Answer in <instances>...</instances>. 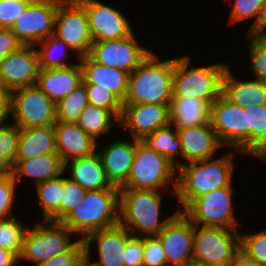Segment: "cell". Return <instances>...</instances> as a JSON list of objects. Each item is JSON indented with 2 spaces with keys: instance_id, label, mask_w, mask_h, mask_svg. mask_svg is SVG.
I'll return each mask as SVG.
<instances>
[{
  "instance_id": "cell-1",
  "label": "cell",
  "mask_w": 266,
  "mask_h": 266,
  "mask_svg": "<svg viewBox=\"0 0 266 266\" xmlns=\"http://www.w3.org/2000/svg\"><path fill=\"white\" fill-rule=\"evenodd\" d=\"M234 154L226 153L219 158L190 162L177 168L178 211H183L196 197L232 184ZM234 162V163H233Z\"/></svg>"
},
{
  "instance_id": "cell-22",
  "label": "cell",
  "mask_w": 266,
  "mask_h": 266,
  "mask_svg": "<svg viewBox=\"0 0 266 266\" xmlns=\"http://www.w3.org/2000/svg\"><path fill=\"white\" fill-rule=\"evenodd\" d=\"M56 135L57 153L63 163L87 157L97 151V144L77 123L56 121L53 125Z\"/></svg>"
},
{
  "instance_id": "cell-52",
  "label": "cell",
  "mask_w": 266,
  "mask_h": 266,
  "mask_svg": "<svg viewBox=\"0 0 266 266\" xmlns=\"http://www.w3.org/2000/svg\"><path fill=\"white\" fill-rule=\"evenodd\" d=\"M168 266H202V265L196 260H191L185 263L173 264V265H168Z\"/></svg>"
},
{
  "instance_id": "cell-10",
  "label": "cell",
  "mask_w": 266,
  "mask_h": 266,
  "mask_svg": "<svg viewBox=\"0 0 266 266\" xmlns=\"http://www.w3.org/2000/svg\"><path fill=\"white\" fill-rule=\"evenodd\" d=\"M10 118L20 129L54 125L57 121L56 103L36 85L17 88L11 94Z\"/></svg>"
},
{
  "instance_id": "cell-40",
  "label": "cell",
  "mask_w": 266,
  "mask_h": 266,
  "mask_svg": "<svg viewBox=\"0 0 266 266\" xmlns=\"http://www.w3.org/2000/svg\"><path fill=\"white\" fill-rule=\"evenodd\" d=\"M240 251L262 266H266V229L256 233H240Z\"/></svg>"
},
{
  "instance_id": "cell-3",
  "label": "cell",
  "mask_w": 266,
  "mask_h": 266,
  "mask_svg": "<svg viewBox=\"0 0 266 266\" xmlns=\"http://www.w3.org/2000/svg\"><path fill=\"white\" fill-rule=\"evenodd\" d=\"M162 192L165 191L119 189V224L134 236H157L178 212L160 220Z\"/></svg>"
},
{
  "instance_id": "cell-4",
  "label": "cell",
  "mask_w": 266,
  "mask_h": 266,
  "mask_svg": "<svg viewBox=\"0 0 266 266\" xmlns=\"http://www.w3.org/2000/svg\"><path fill=\"white\" fill-rule=\"evenodd\" d=\"M78 239L119 224V189L91 190L61 221Z\"/></svg>"
},
{
  "instance_id": "cell-37",
  "label": "cell",
  "mask_w": 266,
  "mask_h": 266,
  "mask_svg": "<svg viewBox=\"0 0 266 266\" xmlns=\"http://www.w3.org/2000/svg\"><path fill=\"white\" fill-rule=\"evenodd\" d=\"M16 215L0 220V248L21 255L23 240L28 226L21 223Z\"/></svg>"
},
{
  "instance_id": "cell-7",
  "label": "cell",
  "mask_w": 266,
  "mask_h": 266,
  "mask_svg": "<svg viewBox=\"0 0 266 266\" xmlns=\"http://www.w3.org/2000/svg\"><path fill=\"white\" fill-rule=\"evenodd\" d=\"M43 222H36L31 229L28 225L19 262L30 261L33 265L44 262L68 251L77 242L71 238L75 234L61 222Z\"/></svg>"
},
{
  "instance_id": "cell-8",
  "label": "cell",
  "mask_w": 266,
  "mask_h": 266,
  "mask_svg": "<svg viewBox=\"0 0 266 266\" xmlns=\"http://www.w3.org/2000/svg\"><path fill=\"white\" fill-rule=\"evenodd\" d=\"M232 185L196 197L182 213L194 225L237 230L239 221L234 212Z\"/></svg>"
},
{
  "instance_id": "cell-45",
  "label": "cell",
  "mask_w": 266,
  "mask_h": 266,
  "mask_svg": "<svg viewBox=\"0 0 266 266\" xmlns=\"http://www.w3.org/2000/svg\"><path fill=\"white\" fill-rule=\"evenodd\" d=\"M143 266H167L165 253L157 236L143 237Z\"/></svg>"
},
{
  "instance_id": "cell-46",
  "label": "cell",
  "mask_w": 266,
  "mask_h": 266,
  "mask_svg": "<svg viewBox=\"0 0 266 266\" xmlns=\"http://www.w3.org/2000/svg\"><path fill=\"white\" fill-rule=\"evenodd\" d=\"M32 0H0V28H11Z\"/></svg>"
},
{
  "instance_id": "cell-51",
  "label": "cell",
  "mask_w": 266,
  "mask_h": 266,
  "mask_svg": "<svg viewBox=\"0 0 266 266\" xmlns=\"http://www.w3.org/2000/svg\"><path fill=\"white\" fill-rule=\"evenodd\" d=\"M228 266H262L239 251Z\"/></svg>"
},
{
  "instance_id": "cell-29",
  "label": "cell",
  "mask_w": 266,
  "mask_h": 266,
  "mask_svg": "<svg viewBox=\"0 0 266 266\" xmlns=\"http://www.w3.org/2000/svg\"><path fill=\"white\" fill-rule=\"evenodd\" d=\"M243 110L246 111V156L266 163V104Z\"/></svg>"
},
{
  "instance_id": "cell-25",
  "label": "cell",
  "mask_w": 266,
  "mask_h": 266,
  "mask_svg": "<svg viewBox=\"0 0 266 266\" xmlns=\"http://www.w3.org/2000/svg\"><path fill=\"white\" fill-rule=\"evenodd\" d=\"M64 172H68L69 178L80 184L86 191L119 189L108 181L97 152L64 163Z\"/></svg>"
},
{
  "instance_id": "cell-36",
  "label": "cell",
  "mask_w": 266,
  "mask_h": 266,
  "mask_svg": "<svg viewBox=\"0 0 266 266\" xmlns=\"http://www.w3.org/2000/svg\"><path fill=\"white\" fill-rule=\"evenodd\" d=\"M232 6L229 18L230 24H237L245 19L254 18L248 32L263 30L264 0H225ZM234 1V2H233ZM233 2V3H232ZM233 4V5H232Z\"/></svg>"
},
{
  "instance_id": "cell-48",
  "label": "cell",
  "mask_w": 266,
  "mask_h": 266,
  "mask_svg": "<svg viewBox=\"0 0 266 266\" xmlns=\"http://www.w3.org/2000/svg\"><path fill=\"white\" fill-rule=\"evenodd\" d=\"M23 44L9 28H0V61Z\"/></svg>"
},
{
  "instance_id": "cell-39",
  "label": "cell",
  "mask_w": 266,
  "mask_h": 266,
  "mask_svg": "<svg viewBox=\"0 0 266 266\" xmlns=\"http://www.w3.org/2000/svg\"><path fill=\"white\" fill-rule=\"evenodd\" d=\"M250 68L254 79L266 81V30L247 33Z\"/></svg>"
},
{
  "instance_id": "cell-19",
  "label": "cell",
  "mask_w": 266,
  "mask_h": 266,
  "mask_svg": "<svg viewBox=\"0 0 266 266\" xmlns=\"http://www.w3.org/2000/svg\"><path fill=\"white\" fill-rule=\"evenodd\" d=\"M167 266L193 260L194 224L178 211L157 235Z\"/></svg>"
},
{
  "instance_id": "cell-17",
  "label": "cell",
  "mask_w": 266,
  "mask_h": 266,
  "mask_svg": "<svg viewBox=\"0 0 266 266\" xmlns=\"http://www.w3.org/2000/svg\"><path fill=\"white\" fill-rule=\"evenodd\" d=\"M131 236L132 234L121 224L90 233L83 239L85 261L91 266H124L123 255L127 240ZM93 244L97 245L99 257L94 261L90 258Z\"/></svg>"
},
{
  "instance_id": "cell-27",
  "label": "cell",
  "mask_w": 266,
  "mask_h": 266,
  "mask_svg": "<svg viewBox=\"0 0 266 266\" xmlns=\"http://www.w3.org/2000/svg\"><path fill=\"white\" fill-rule=\"evenodd\" d=\"M64 173V163L58 153H48L31 159H16L11 174L18 183L21 178H33L35 185Z\"/></svg>"
},
{
  "instance_id": "cell-42",
  "label": "cell",
  "mask_w": 266,
  "mask_h": 266,
  "mask_svg": "<svg viewBox=\"0 0 266 266\" xmlns=\"http://www.w3.org/2000/svg\"><path fill=\"white\" fill-rule=\"evenodd\" d=\"M18 183L14 180L11 173H0V220L15 215V199Z\"/></svg>"
},
{
  "instance_id": "cell-35",
  "label": "cell",
  "mask_w": 266,
  "mask_h": 266,
  "mask_svg": "<svg viewBox=\"0 0 266 266\" xmlns=\"http://www.w3.org/2000/svg\"><path fill=\"white\" fill-rule=\"evenodd\" d=\"M7 122H0V173H11L18 150L20 128Z\"/></svg>"
},
{
  "instance_id": "cell-50",
  "label": "cell",
  "mask_w": 266,
  "mask_h": 266,
  "mask_svg": "<svg viewBox=\"0 0 266 266\" xmlns=\"http://www.w3.org/2000/svg\"><path fill=\"white\" fill-rule=\"evenodd\" d=\"M18 263L19 258L13 252L0 248V266H17Z\"/></svg>"
},
{
  "instance_id": "cell-38",
  "label": "cell",
  "mask_w": 266,
  "mask_h": 266,
  "mask_svg": "<svg viewBox=\"0 0 266 266\" xmlns=\"http://www.w3.org/2000/svg\"><path fill=\"white\" fill-rule=\"evenodd\" d=\"M87 105V90L82 82L68 96L56 103L57 121L76 123Z\"/></svg>"
},
{
  "instance_id": "cell-11",
  "label": "cell",
  "mask_w": 266,
  "mask_h": 266,
  "mask_svg": "<svg viewBox=\"0 0 266 266\" xmlns=\"http://www.w3.org/2000/svg\"><path fill=\"white\" fill-rule=\"evenodd\" d=\"M54 35L68 44L77 56V61L90 54L93 40L89 32L88 16L78 0L59 2Z\"/></svg>"
},
{
  "instance_id": "cell-18",
  "label": "cell",
  "mask_w": 266,
  "mask_h": 266,
  "mask_svg": "<svg viewBox=\"0 0 266 266\" xmlns=\"http://www.w3.org/2000/svg\"><path fill=\"white\" fill-rule=\"evenodd\" d=\"M39 56L34 45H22L0 61V81L11 91L36 84Z\"/></svg>"
},
{
  "instance_id": "cell-41",
  "label": "cell",
  "mask_w": 266,
  "mask_h": 266,
  "mask_svg": "<svg viewBox=\"0 0 266 266\" xmlns=\"http://www.w3.org/2000/svg\"><path fill=\"white\" fill-rule=\"evenodd\" d=\"M88 103L112 112L120 119L122 102L109 89L95 88V84H85Z\"/></svg>"
},
{
  "instance_id": "cell-28",
  "label": "cell",
  "mask_w": 266,
  "mask_h": 266,
  "mask_svg": "<svg viewBox=\"0 0 266 266\" xmlns=\"http://www.w3.org/2000/svg\"><path fill=\"white\" fill-rule=\"evenodd\" d=\"M48 153H57L53 125L20 129L16 159H31Z\"/></svg>"
},
{
  "instance_id": "cell-5",
  "label": "cell",
  "mask_w": 266,
  "mask_h": 266,
  "mask_svg": "<svg viewBox=\"0 0 266 266\" xmlns=\"http://www.w3.org/2000/svg\"><path fill=\"white\" fill-rule=\"evenodd\" d=\"M191 65L189 55L174 58L173 98L193 97L210 106L222 94V79L229 64Z\"/></svg>"
},
{
  "instance_id": "cell-54",
  "label": "cell",
  "mask_w": 266,
  "mask_h": 266,
  "mask_svg": "<svg viewBox=\"0 0 266 266\" xmlns=\"http://www.w3.org/2000/svg\"><path fill=\"white\" fill-rule=\"evenodd\" d=\"M80 266H91V265H89V264L84 260V262H83Z\"/></svg>"
},
{
  "instance_id": "cell-24",
  "label": "cell",
  "mask_w": 266,
  "mask_h": 266,
  "mask_svg": "<svg viewBox=\"0 0 266 266\" xmlns=\"http://www.w3.org/2000/svg\"><path fill=\"white\" fill-rule=\"evenodd\" d=\"M83 83L109 89L122 103L127 95L129 73L95 62L89 55L80 58Z\"/></svg>"
},
{
  "instance_id": "cell-23",
  "label": "cell",
  "mask_w": 266,
  "mask_h": 266,
  "mask_svg": "<svg viewBox=\"0 0 266 266\" xmlns=\"http://www.w3.org/2000/svg\"><path fill=\"white\" fill-rule=\"evenodd\" d=\"M83 81L80 60L66 68L40 69L36 86L54 103L68 96Z\"/></svg>"
},
{
  "instance_id": "cell-2",
  "label": "cell",
  "mask_w": 266,
  "mask_h": 266,
  "mask_svg": "<svg viewBox=\"0 0 266 266\" xmlns=\"http://www.w3.org/2000/svg\"><path fill=\"white\" fill-rule=\"evenodd\" d=\"M153 51L131 73L122 104L171 105L174 57L163 60Z\"/></svg>"
},
{
  "instance_id": "cell-31",
  "label": "cell",
  "mask_w": 266,
  "mask_h": 266,
  "mask_svg": "<svg viewBox=\"0 0 266 266\" xmlns=\"http://www.w3.org/2000/svg\"><path fill=\"white\" fill-rule=\"evenodd\" d=\"M76 123L95 141L100 140L102 135L108 134L113 127H119V119L112 112L89 103Z\"/></svg>"
},
{
  "instance_id": "cell-14",
  "label": "cell",
  "mask_w": 266,
  "mask_h": 266,
  "mask_svg": "<svg viewBox=\"0 0 266 266\" xmlns=\"http://www.w3.org/2000/svg\"><path fill=\"white\" fill-rule=\"evenodd\" d=\"M152 52L143 47L134 32L121 39L93 42L89 56L98 64L131 74Z\"/></svg>"
},
{
  "instance_id": "cell-44",
  "label": "cell",
  "mask_w": 266,
  "mask_h": 266,
  "mask_svg": "<svg viewBox=\"0 0 266 266\" xmlns=\"http://www.w3.org/2000/svg\"><path fill=\"white\" fill-rule=\"evenodd\" d=\"M84 260V242L83 239L77 238V242L68 251L34 266H80Z\"/></svg>"
},
{
  "instance_id": "cell-34",
  "label": "cell",
  "mask_w": 266,
  "mask_h": 266,
  "mask_svg": "<svg viewBox=\"0 0 266 266\" xmlns=\"http://www.w3.org/2000/svg\"><path fill=\"white\" fill-rule=\"evenodd\" d=\"M36 49L39 56L40 69L66 68L75 64L66 61L69 59V52L72 49L65 41L54 34L39 42L36 45Z\"/></svg>"
},
{
  "instance_id": "cell-6",
  "label": "cell",
  "mask_w": 266,
  "mask_h": 266,
  "mask_svg": "<svg viewBox=\"0 0 266 266\" xmlns=\"http://www.w3.org/2000/svg\"><path fill=\"white\" fill-rule=\"evenodd\" d=\"M176 188V166L159 152L136 140V152L129 177L119 189L171 191L175 197Z\"/></svg>"
},
{
  "instance_id": "cell-21",
  "label": "cell",
  "mask_w": 266,
  "mask_h": 266,
  "mask_svg": "<svg viewBox=\"0 0 266 266\" xmlns=\"http://www.w3.org/2000/svg\"><path fill=\"white\" fill-rule=\"evenodd\" d=\"M131 140H112L100 151L97 145L96 152L101 158L106 177L111 185L117 188H121L127 182L134 161L136 139Z\"/></svg>"
},
{
  "instance_id": "cell-26",
  "label": "cell",
  "mask_w": 266,
  "mask_h": 266,
  "mask_svg": "<svg viewBox=\"0 0 266 266\" xmlns=\"http://www.w3.org/2000/svg\"><path fill=\"white\" fill-rule=\"evenodd\" d=\"M222 94L232 103L244 108L266 104V81L237 79L230 66L222 79Z\"/></svg>"
},
{
  "instance_id": "cell-16",
  "label": "cell",
  "mask_w": 266,
  "mask_h": 266,
  "mask_svg": "<svg viewBox=\"0 0 266 266\" xmlns=\"http://www.w3.org/2000/svg\"><path fill=\"white\" fill-rule=\"evenodd\" d=\"M170 107L160 104H122L119 127L131 132V138L140 141L171 123Z\"/></svg>"
},
{
  "instance_id": "cell-32",
  "label": "cell",
  "mask_w": 266,
  "mask_h": 266,
  "mask_svg": "<svg viewBox=\"0 0 266 266\" xmlns=\"http://www.w3.org/2000/svg\"><path fill=\"white\" fill-rule=\"evenodd\" d=\"M140 141L149 149L162 154L172 162L176 168L180 166V160H176V158L180 156L182 159V146L178 137L177 128L172 123L159 128L150 135H146Z\"/></svg>"
},
{
  "instance_id": "cell-47",
  "label": "cell",
  "mask_w": 266,
  "mask_h": 266,
  "mask_svg": "<svg viewBox=\"0 0 266 266\" xmlns=\"http://www.w3.org/2000/svg\"><path fill=\"white\" fill-rule=\"evenodd\" d=\"M124 266H143V237L132 235L123 255Z\"/></svg>"
},
{
  "instance_id": "cell-49",
  "label": "cell",
  "mask_w": 266,
  "mask_h": 266,
  "mask_svg": "<svg viewBox=\"0 0 266 266\" xmlns=\"http://www.w3.org/2000/svg\"><path fill=\"white\" fill-rule=\"evenodd\" d=\"M12 91L0 81V122L7 121L11 112Z\"/></svg>"
},
{
  "instance_id": "cell-43",
  "label": "cell",
  "mask_w": 266,
  "mask_h": 266,
  "mask_svg": "<svg viewBox=\"0 0 266 266\" xmlns=\"http://www.w3.org/2000/svg\"><path fill=\"white\" fill-rule=\"evenodd\" d=\"M87 191L77 182L63 173V189L61 199V221L85 196Z\"/></svg>"
},
{
  "instance_id": "cell-53",
  "label": "cell",
  "mask_w": 266,
  "mask_h": 266,
  "mask_svg": "<svg viewBox=\"0 0 266 266\" xmlns=\"http://www.w3.org/2000/svg\"><path fill=\"white\" fill-rule=\"evenodd\" d=\"M263 30H266V0H264L263 8Z\"/></svg>"
},
{
  "instance_id": "cell-30",
  "label": "cell",
  "mask_w": 266,
  "mask_h": 266,
  "mask_svg": "<svg viewBox=\"0 0 266 266\" xmlns=\"http://www.w3.org/2000/svg\"><path fill=\"white\" fill-rule=\"evenodd\" d=\"M170 113L175 127L198 126L210 121V106L193 97L173 98Z\"/></svg>"
},
{
  "instance_id": "cell-20",
  "label": "cell",
  "mask_w": 266,
  "mask_h": 266,
  "mask_svg": "<svg viewBox=\"0 0 266 266\" xmlns=\"http://www.w3.org/2000/svg\"><path fill=\"white\" fill-rule=\"evenodd\" d=\"M182 146L180 165L214 158L222 147L211 122L198 126L176 127Z\"/></svg>"
},
{
  "instance_id": "cell-12",
  "label": "cell",
  "mask_w": 266,
  "mask_h": 266,
  "mask_svg": "<svg viewBox=\"0 0 266 266\" xmlns=\"http://www.w3.org/2000/svg\"><path fill=\"white\" fill-rule=\"evenodd\" d=\"M210 122L223 146L246 155V111L221 94L210 105Z\"/></svg>"
},
{
  "instance_id": "cell-9",
  "label": "cell",
  "mask_w": 266,
  "mask_h": 266,
  "mask_svg": "<svg viewBox=\"0 0 266 266\" xmlns=\"http://www.w3.org/2000/svg\"><path fill=\"white\" fill-rule=\"evenodd\" d=\"M194 225L193 260L202 266H228L240 251V232Z\"/></svg>"
},
{
  "instance_id": "cell-33",
  "label": "cell",
  "mask_w": 266,
  "mask_h": 266,
  "mask_svg": "<svg viewBox=\"0 0 266 266\" xmlns=\"http://www.w3.org/2000/svg\"><path fill=\"white\" fill-rule=\"evenodd\" d=\"M63 174L35 185L43 220L61 222Z\"/></svg>"
},
{
  "instance_id": "cell-15",
  "label": "cell",
  "mask_w": 266,
  "mask_h": 266,
  "mask_svg": "<svg viewBox=\"0 0 266 266\" xmlns=\"http://www.w3.org/2000/svg\"><path fill=\"white\" fill-rule=\"evenodd\" d=\"M86 10L93 42L117 40L133 33L129 19L113 6L99 0H78Z\"/></svg>"
},
{
  "instance_id": "cell-13",
  "label": "cell",
  "mask_w": 266,
  "mask_h": 266,
  "mask_svg": "<svg viewBox=\"0 0 266 266\" xmlns=\"http://www.w3.org/2000/svg\"><path fill=\"white\" fill-rule=\"evenodd\" d=\"M59 0H32L10 30L23 45L36 46L54 34Z\"/></svg>"
}]
</instances>
